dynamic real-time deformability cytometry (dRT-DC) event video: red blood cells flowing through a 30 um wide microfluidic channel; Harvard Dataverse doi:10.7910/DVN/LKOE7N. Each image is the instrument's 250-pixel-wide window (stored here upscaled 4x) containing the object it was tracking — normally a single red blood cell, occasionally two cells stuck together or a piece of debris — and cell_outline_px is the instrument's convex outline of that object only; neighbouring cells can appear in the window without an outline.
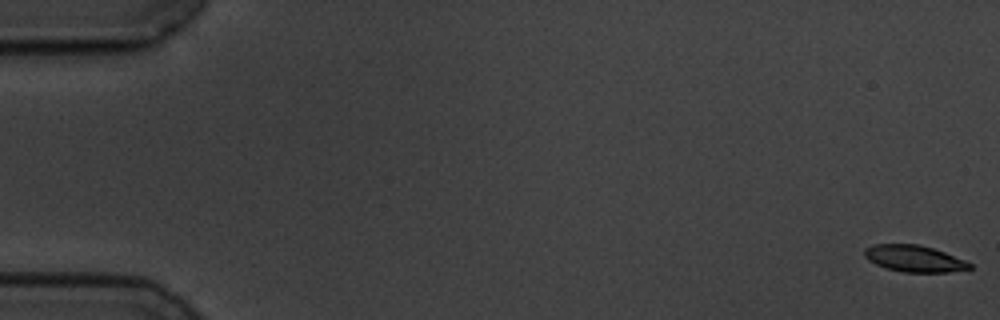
{"species": "common noctule bat (a hibernating species)", "species_latin": "Nyctalus noctula", "temperature_condition": "cold", "stored_images_in_passage": 58, "camera_frame_rate_fps": 3000, "um_per_image_px": 0.085, "animal": {"sex": "male", "body_mass_g": 19.5, "forearm_length_mm": 54.6}, "frame": {"image": 1, "passage_image": 1, "time_ms": 0.0, "image_size_px": [1000, 320], "cell_outline_px": [[972, 268], [948, 272], [904, 272], [888, 268], [876, 264], [868, 260], [864, 256], [864, 248], [872, 244], [916, 244], [932, 248], [944, 252], [964, 260], [972, 264]], "centroid_in_image_um": [77.68, 21.97], "position_along_channel_um": 7.3, "area_um2": 16.13}}
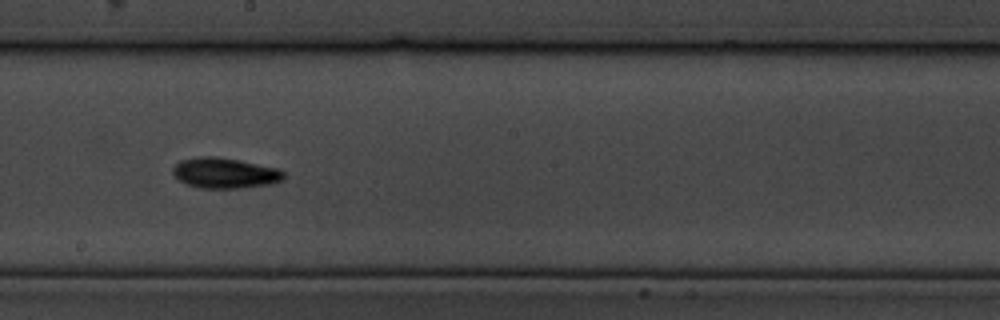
{"frame": {"image": 2, "passage_image": 33, "time_ms": 10.667, "image_size_px": [1000, 320], "cell_outline_px": [[284, 180], [268, 184], [236, 188], [200, 188], [188, 184], [180, 180], [172, 172], [172, 168], [180, 160], [200, 156], [212, 156], [240, 160], [276, 168], [284, 172]], "centroid_in_image_um": [19.1, 14.7], "position_along_channel_um": 229.1, "area_um2": 19.48}}
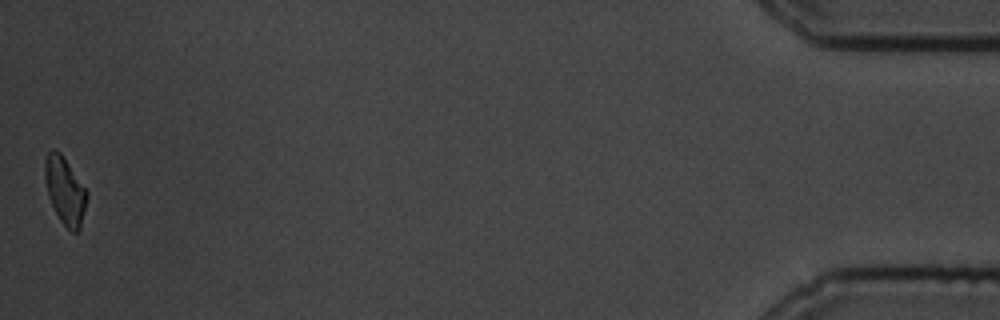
{"frame": {"image": 3, "passage_image": 58, "time_ms": 19.0, "image_size_px": [1000, 320], "cell_outline_px": [[88, 196], [80, 228], [76, 232], [72, 232], [60, 220], [48, 196], [44, 176], [44, 160], [48, 152], [52, 148], [60, 152], [88, 192]], "centroid_in_image_um": [5.51, 16.18], "position_along_channel_um": 429.7, "area_um2": 16.3}, "authors_computed_cell_mechanics": {"area_um2": 17.3689, "velocity_mm_per_s": 3.4878, "shape_relaxation_time_tau1_ms": 5.5522, "shape_relaxation_time_tau2_ms": 10.7499, "deformation_change_tau1": 0.1733, "deformation_change_tau2": 0.1651}}